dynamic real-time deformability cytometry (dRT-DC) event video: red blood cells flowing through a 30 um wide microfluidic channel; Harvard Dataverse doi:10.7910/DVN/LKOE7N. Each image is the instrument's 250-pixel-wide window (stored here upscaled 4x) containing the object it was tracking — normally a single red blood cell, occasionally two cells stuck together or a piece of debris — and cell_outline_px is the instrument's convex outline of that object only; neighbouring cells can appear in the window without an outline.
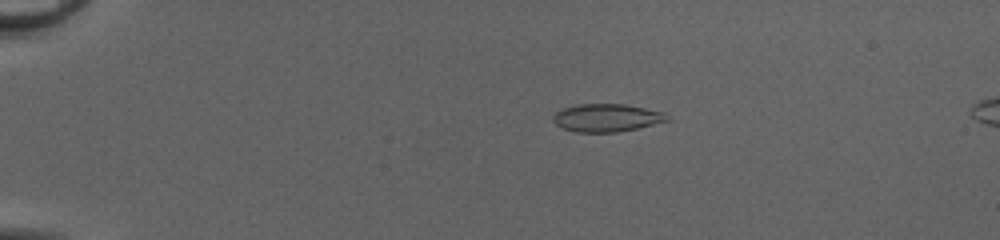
{"species": "common noctule bat (a hibernating species)", "species_latin": "Nyctalus noctula", "temperature_condition": "cold", "stored_images_in_passage": 52, "camera_frame_rate_fps": 3000, "um_per_image_px": 0.085, "animal": {"sex": "female", "body_mass_g": 20.0, "forearm_length_mm": 54.0}, "frame": {"image": 1, "passage_image": 12, "time_ms": 3.667, "image_size_px": [1000, 240], "cell_outline_px": [[672, 120], [636, 128], [616, 132], [576, 132], [564, 128], [556, 124], [552, 120], [552, 116], [560, 108], [576, 104], [624, 104], [664, 112]], "centroid_in_image_um": [51.55, 10.0], "position_along_channel_um": 33.5, "area_um2": 18.55}}
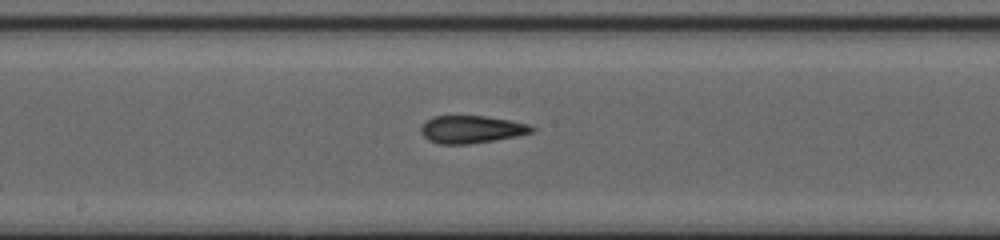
{"frame": {"image": 2, "passage_image": 30, "time_ms": 9.667, "image_size_px": [1000, 240], "cell_outline_px": [[536, 128], [532, 132], [516, 136], [496, 140], [468, 144], [440, 144], [428, 140], [420, 132], [420, 128], [432, 116], [484, 116], [508, 120], [528, 124]], "centroid_in_image_um": [40.06, 11.0], "position_along_channel_um": 208.1, "area_um2": 17.69}}
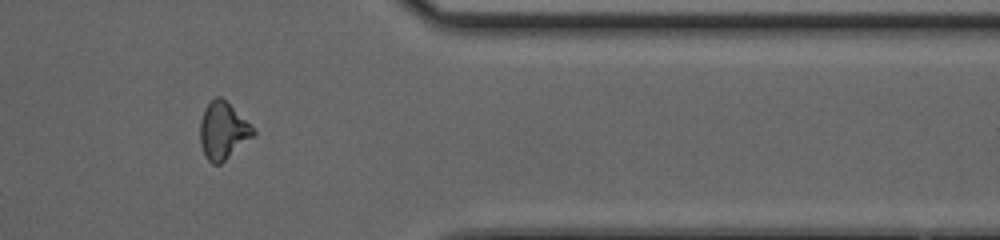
{"frame": {"image": 3, "passage_image": 44, "time_ms": 14.333, "image_size_px": [1000, 240], "cell_outline_px": [[256, 136], [220, 164], [212, 164], [204, 156], [200, 144], [200, 120], [204, 108], [216, 96], [220, 96], [256, 132]], "centroid_in_image_um": [18.93, 11.16], "position_along_channel_um": 392.5, "area_um2": 17.51}, "authors_computed_cell_mechanics": {"area_um2": 18.0914, "velocity_mm_per_s": 4.2047, "shape_relaxation_time_tau1_ms": null, "shape_relaxation_time_tau2_ms": 1.5928, "deformation_change_tau1": null, "deformation_change_tau2": 0.0751}}